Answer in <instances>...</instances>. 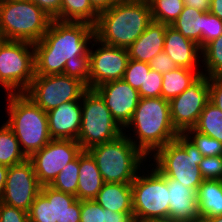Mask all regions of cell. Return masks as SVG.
<instances>
[{
	"label": "cell",
	"mask_w": 222,
	"mask_h": 222,
	"mask_svg": "<svg viewBox=\"0 0 222 222\" xmlns=\"http://www.w3.org/2000/svg\"><path fill=\"white\" fill-rule=\"evenodd\" d=\"M94 38L90 23L52 20L42 39L33 44L35 76L69 72L85 75Z\"/></svg>",
	"instance_id": "cell-1"
},
{
	"label": "cell",
	"mask_w": 222,
	"mask_h": 222,
	"mask_svg": "<svg viewBox=\"0 0 222 222\" xmlns=\"http://www.w3.org/2000/svg\"><path fill=\"white\" fill-rule=\"evenodd\" d=\"M126 129L133 131L132 135L126 134L129 132ZM124 134L147 158L175 140L179 133L171 121L169 101L162 97L140 98L131 121L124 128Z\"/></svg>",
	"instance_id": "cell-2"
},
{
	"label": "cell",
	"mask_w": 222,
	"mask_h": 222,
	"mask_svg": "<svg viewBox=\"0 0 222 222\" xmlns=\"http://www.w3.org/2000/svg\"><path fill=\"white\" fill-rule=\"evenodd\" d=\"M151 22L147 0H119L99 12L95 38L106 45L128 49Z\"/></svg>",
	"instance_id": "cell-3"
},
{
	"label": "cell",
	"mask_w": 222,
	"mask_h": 222,
	"mask_svg": "<svg viewBox=\"0 0 222 222\" xmlns=\"http://www.w3.org/2000/svg\"><path fill=\"white\" fill-rule=\"evenodd\" d=\"M6 95L8 120L5 124L13 131L21 150L29 158L52 140L47 114L25 93Z\"/></svg>",
	"instance_id": "cell-4"
},
{
	"label": "cell",
	"mask_w": 222,
	"mask_h": 222,
	"mask_svg": "<svg viewBox=\"0 0 222 222\" xmlns=\"http://www.w3.org/2000/svg\"><path fill=\"white\" fill-rule=\"evenodd\" d=\"M87 151L95 159L104 183H132L141 167H147L145 163L149 162L124 133Z\"/></svg>",
	"instance_id": "cell-5"
},
{
	"label": "cell",
	"mask_w": 222,
	"mask_h": 222,
	"mask_svg": "<svg viewBox=\"0 0 222 222\" xmlns=\"http://www.w3.org/2000/svg\"><path fill=\"white\" fill-rule=\"evenodd\" d=\"M203 157L184 134H178L175 140L158 149L149 158V163L153 160L151 165L166 179L178 180L185 187L197 191L204 180L199 170Z\"/></svg>",
	"instance_id": "cell-6"
},
{
	"label": "cell",
	"mask_w": 222,
	"mask_h": 222,
	"mask_svg": "<svg viewBox=\"0 0 222 222\" xmlns=\"http://www.w3.org/2000/svg\"><path fill=\"white\" fill-rule=\"evenodd\" d=\"M52 20L31 0L0 2V34L3 40L34 44L42 39Z\"/></svg>",
	"instance_id": "cell-7"
},
{
	"label": "cell",
	"mask_w": 222,
	"mask_h": 222,
	"mask_svg": "<svg viewBox=\"0 0 222 222\" xmlns=\"http://www.w3.org/2000/svg\"><path fill=\"white\" fill-rule=\"evenodd\" d=\"M147 165L148 167L141 169L131 183L132 207L136 222L164 220L168 219L169 215L167 179L151 164Z\"/></svg>",
	"instance_id": "cell-8"
},
{
	"label": "cell",
	"mask_w": 222,
	"mask_h": 222,
	"mask_svg": "<svg viewBox=\"0 0 222 222\" xmlns=\"http://www.w3.org/2000/svg\"><path fill=\"white\" fill-rule=\"evenodd\" d=\"M81 106V127L76 141L82 150L115 140L124 133L94 89H87L82 94Z\"/></svg>",
	"instance_id": "cell-9"
},
{
	"label": "cell",
	"mask_w": 222,
	"mask_h": 222,
	"mask_svg": "<svg viewBox=\"0 0 222 222\" xmlns=\"http://www.w3.org/2000/svg\"><path fill=\"white\" fill-rule=\"evenodd\" d=\"M34 76L33 43L2 40L0 42V85L6 93H25Z\"/></svg>",
	"instance_id": "cell-10"
},
{
	"label": "cell",
	"mask_w": 222,
	"mask_h": 222,
	"mask_svg": "<svg viewBox=\"0 0 222 222\" xmlns=\"http://www.w3.org/2000/svg\"><path fill=\"white\" fill-rule=\"evenodd\" d=\"M87 89L84 75L69 72L34 76L25 94L48 112L64 102L82 100V94Z\"/></svg>",
	"instance_id": "cell-11"
},
{
	"label": "cell",
	"mask_w": 222,
	"mask_h": 222,
	"mask_svg": "<svg viewBox=\"0 0 222 222\" xmlns=\"http://www.w3.org/2000/svg\"><path fill=\"white\" fill-rule=\"evenodd\" d=\"M92 42L84 75L87 88L94 89L101 84L123 79L129 61L128 50L106 45L96 38ZM94 46L98 47L93 50Z\"/></svg>",
	"instance_id": "cell-12"
},
{
	"label": "cell",
	"mask_w": 222,
	"mask_h": 222,
	"mask_svg": "<svg viewBox=\"0 0 222 222\" xmlns=\"http://www.w3.org/2000/svg\"><path fill=\"white\" fill-rule=\"evenodd\" d=\"M81 200L49 185L41 187L28 211L29 222H80Z\"/></svg>",
	"instance_id": "cell-13"
},
{
	"label": "cell",
	"mask_w": 222,
	"mask_h": 222,
	"mask_svg": "<svg viewBox=\"0 0 222 222\" xmlns=\"http://www.w3.org/2000/svg\"><path fill=\"white\" fill-rule=\"evenodd\" d=\"M209 101V77L202 74L183 93L169 101L173 127L179 134L196 126Z\"/></svg>",
	"instance_id": "cell-14"
},
{
	"label": "cell",
	"mask_w": 222,
	"mask_h": 222,
	"mask_svg": "<svg viewBox=\"0 0 222 222\" xmlns=\"http://www.w3.org/2000/svg\"><path fill=\"white\" fill-rule=\"evenodd\" d=\"M82 148L76 140L52 139L28 159L32 162L39 183L50 185L62 168L73 161Z\"/></svg>",
	"instance_id": "cell-15"
},
{
	"label": "cell",
	"mask_w": 222,
	"mask_h": 222,
	"mask_svg": "<svg viewBox=\"0 0 222 222\" xmlns=\"http://www.w3.org/2000/svg\"><path fill=\"white\" fill-rule=\"evenodd\" d=\"M41 187L33 164L27 159L8 168L1 202L28 212Z\"/></svg>",
	"instance_id": "cell-16"
},
{
	"label": "cell",
	"mask_w": 222,
	"mask_h": 222,
	"mask_svg": "<svg viewBox=\"0 0 222 222\" xmlns=\"http://www.w3.org/2000/svg\"><path fill=\"white\" fill-rule=\"evenodd\" d=\"M94 90L104 100L116 122L124 129L131 121L139 103V91L123 79L101 84Z\"/></svg>",
	"instance_id": "cell-17"
},
{
	"label": "cell",
	"mask_w": 222,
	"mask_h": 222,
	"mask_svg": "<svg viewBox=\"0 0 222 222\" xmlns=\"http://www.w3.org/2000/svg\"><path fill=\"white\" fill-rule=\"evenodd\" d=\"M52 139L77 140L81 127V100L64 102L46 112Z\"/></svg>",
	"instance_id": "cell-18"
},
{
	"label": "cell",
	"mask_w": 222,
	"mask_h": 222,
	"mask_svg": "<svg viewBox=\"0 0 222 222\" xmlns=\"http://www.w3.org/2000/svg\"><path fill=\"white\" fill-rule=\"evenodd\" d=\"M163 51L178 67L202 71L200 69L202 65L199 63L202 58L200 46L196 42L184 37L171 25H167L166 27Z\"/></svg>",
	"instance_id": "cell-19"
},
{
	"label": "cell",
	"mask_w": 222,
	"mask_h": 222,
	"mask_svg": "<svg viewBox=\"0 0 222 222\" xmlns=\"http://www.w3.org/2000/svg\"><path fill=\"white\" fill-rule=\"evenodd\" d=\"M169 191L168 219L175 222H201L196 190L187 188L180 181L167 179Z\"/></svg>",
	"instance_id": "cell-20"
},
{
	"label": "cell",
	"mask_w": 222,
	"mask_h": 222,
	"mask_svg": "<svg viewBox=\"0 0 222 222\" xmlns=\"http://www.w3.org/2000/svg\"><path fill=\"white\" fill-rule=\"evenodd\" d=\"M167 24L152 21L140 37L128 47L129 59L149 63L164 50Z\"/></svg>",
	"instance_id": "cell-21"
},
{
	"label": "cell",
	"mask_w": 222,
	"mask_h": 222,
	"mask_svg": "<svg viewBox=\"0 0 222 222\" xmlns=\"http://www.w3.org/2000/svg\"><path fill=\"white\" fill-rule=\"evenodd\" d=\"M103 184L104 181L95 159L87 150H82L79 154L77 199H95Z\"/></svg>",
	"instance_id": "cell-22"
},
{
	"label": "cell",
	"mask_w": 222,
	"mask_h": 222,
	"mask_svg": "<svg viewBox=\"0 0 222 222\" xmlns=\"http://www.w3.org/2000/svg\"><path fill=\"white\" fill-rule=\"evenodd\" d=\"M94 200L104 209L133 212L131 183H104Z\"/></svg>",
	"instance_id": "cell-23"
},
{
	"label": "cell",
	"mask_w": 222,
	"mask_h": 222,
	"mask_svg": "<svg viewBox=\"0 0 222 222\" xmlns=\"http://www.w3.org/2000/svg\"><path fill=\"white\" fill-rule=\"evenodd\" d=\"M196 195L200 219L222 215V180H203Z\"/></svg>",
	"instance_id": "cell-24"
},
{
	"label": "cell",
	"mask_w": 222,
	"mask_h": 222,
	"mask_svg": "<svg viewBox=\"0 0 222 222\" xmlns=\"http://www.w3.org/2000/svg\"><path fill=\"white\" fill-rule=\"evenodd\" d=\"M201 75L202 71L184 67H178L175 70L162 74L161 97L170 101L183 93Z\"/></svg>",
	"instance_id": "cell-25"
},
{
	"label": "cell",
	"mask_w": 222,
	"mask_h": 222,
	"mask_svg": "<svg viewBox=\"0 0 222 222\" xmlns=\"http://www.w3.org/2000/svg\"><path fill=\"white\" fill-rule=\"evenodd\" d=\"M13 131L3 123L0 126V164L11 167L27 160Z\"/></svg>",
	"instance_id": "cell-26"
},
{
	"label": "cell",
	"mask_w": 222,
	"mask_h": 222,
	"mask_svg": "<svg viewBox=\"0 0 222 222\" xmlns=\"http://www.w3.org/2000/svg\"><path fill=\"white\" fill-rule=\"evenodd\" d=\"M99 12L90 0H62L61 21L97 23Z\"/></svg>",
	"instance_id": "cell-27"
},
{
	"label": "cell",
	"mask_w": 222,
	"mask_h": 222,
	"mask_svg": "<svg viewBox=\"0 0 222 222\" xmlns=\"http://www.w3.org/2000/svg\"><path fill=\"white\" fill-rule=\"evenodd\" d=\"M203 12L184 6L179 17L171 24L184 37L196 42L201 48V14Z\"/></svg>",
	"instance_id": "cell-28"
},
{
	"label": "cell",
	"mask_w": 222,
	"mask_h": 222,
	"mask_svg": "<svg viewBox=\"0 0 222 222\" xmlns=\"http://www.w3.org/2000/svg\"><path fill=\"white\" fill-rule=\"evenodd\" d=\"M194 129L222 143V111L208 101Z\"/></svg>",
	"instance_id": "cell-29"
},
{
	"label": "cell",
	"mask_w": 222,
	"mask_h": 222,
	"mask_svg": "<svg viewBox=\"0 0 222 222\" xmlns=\"http://www.w3.org/2000/svg\"><path fill=\"white\" fill-rule=\"evenodd\" d=\"M201 50V63H204L201 66L202 74L209 78L222 77V35L207 43Z\"/></svg>",
	"instance_id": "cell-30"
},
{
	"label": "cell",
	"mask_w": 222,
	"mask_h": 222,
	"mask_svg": "<svg viewBox=\"0 0 222 222\" xmlns=\"http://www.w3.org/2000/svg\"><path fill=\"white\" fill-rule=\"evenodd\" d=\"M152 21L171 25L181 14L183 0H147Z\"/></svg>",
	"instance_id": "cell-31"
},
{
	"label": "cell",
	"mask_w": 222,
	"mask_h": 222,
	"mask_svg": "<svg viewBox=\"0 0 222 222\" xmlns=\"http://www.w3.org/2000/svg\"><path fill=\"white\" fill-rule=\"evenodd\" d=\"M78 176L79 155L62 168V171L56 176L49 186L58 191L75 195L77 198Z\"/></svg>",
	"instance_id": "cell-32"
},
{
	"label": "cell",
	"mask_w": 222,
	"mask_h": 222,
	"mask_svg": "<svg viewBox=\"0 0 222 222\" xmlns=\"http://www.w3.org/2000/svg\"><path fill=\"white\" fill-rule=\"evenodd\" d=\"M200 151L204 157L222 155V143L196 131L194 128L188 129L183 133Z\"/></svg>",
	"instance_id": "cell-33"
},
{
	"label": "cell",
	"mask_w": 222,
	"mask_h": 222,
	"mask_svg": "<svg viewBox=\"0 0 222 222\" xmlns=\"http://www.w3.org/2000/svg\"><path fill=\"white\" fill-rule=\"evenodd\" d=\"M150 69L149 63L129 59L123 80L136 90L144 88V79Z\"/></svg>",
	"instance_id": "cell-34"
},
{
	"label": "cell",
	"mask_w": 222,
	"mask_h": 222,
	"mask_svg": "<svg viewBox=\"0 0 222 222\" xmlns=\"http://www.w3.org/2000/svg\"><path fill=\"white\" fill-rule=\"evenodd\" d=\"M222 35V20L210 12L201 14V49Z\"/></svg>",
	"instance_id": "cell-35"
},
{
	"label": "cell",
	"mask_w": 222,
	"mask_h": 222,
	"mask_svg": "<svg viewBox=\"0 0 222 222\" xmlns=\"http://www.w3.org/2000/svg\"><path fill=\"white\" fill-rule=\"evenodd\" d=\"M199 170L204 180H222V155L203 157Z\"/></svg>",
	"instance_id": "cell-36"
},
{
	"label": "cell",
	"mask_w": 222,
	"mask_h": 222,
	"mask_svg": "<svg viewBox=\"0 0 222 222\" xmlns=\"http://www.w3.org/2000/svg\"><path fill=\"white\" fill-rule=\"evenodd\" d=\"M80 222H106V209L94 199L81 200Z\"/></svg>",
	"instance_id": "cell-37"
},
{
	"label": "cell",
	"mask_w": 222,
	"mask_h": 222,
	"mask_svg": "<svg viewBox=\"0 0 222 222\" xmlns=\"http://www.w3.org/2000/svg\"><path fill=\"white\" fill-rule=\"evenodd\" d=\"M162 80V74L150 69L144 79V88L138 90L140 98L161 97Z\"/></svg>",
	"instance_id": "cell-38"
},
{
	"label": "cell",
	"mask_w": 222,
	"mask_h": 222,
	"mask_svg": "<svg viewBox=\"0 0 222 222\" xmlns=\"http://www.w3.org/2000/svg\"><path fill=\"white\" fill-rule=\"evenodd\" d=\"M0 222H29L28 212L0 202Z\"/></svg>",
	"instance_id": "cell-39"
},
{
	"label": "cell",
	"mask_w": 222,
	"mask_h": 222,
	"mask_svg": "<svg viewBox=\"0 0 222 222\" xmlns=\"http://www.w3.org/2000/svg\"><path fill=\"white\" fill-rule=\"evenodd\" d=\"M149 66L152 70L164 74L178 68L175 62L164 52L157 54L150 62Z\"/></svg>",
	"instance_id": "cell-40"
},
{
	"label": "cell",
	"mask_w": 222,
	"mask_h": 222,
	"mask_svg": "<svg viewBox=\"0 0 222 222\" xmlns=\"http://www.w3.org/2000/svg\"><path fill=\"white\" fill-rule=\"evenodd\" d=\"M53 20L61 21L62 0H31Z\"/></svg>",
	"instance_id": "cell-41"
},
{
	"label": "cell",
	"mask_w": 222,
	"mask_h": 222,
	"mask_svg": "<svg viewBox=\"0 0 222 222\" xmlns=\"http://www.w3.org/2000/svg\"><path fill=\"white\" fill-rule=\"evenodd\" d=\"M209 101L222 111V77L209 78Z\"/></svg>",
	"instance_id": "cell-42"
},
{
	"label": "cell",
	"mask_w": 222,
	"mask_h": 222,
	"mask_svg": "<svg viewBox=\"0 0 222 222\" xmlns=\"http://www.w3.org/2000/svg\"><path fill=\"white\" fill-rule=\"evenodd\" d=\"M106 222H136L133 212H114L106 209Z\"/></svg>",
	"instance_id": "cell-43"
},
{
	"label": "cell",
	"mask_w": 222,
	"mask_h": 222,
	"mask_svg": "<svg viewBox=\"0 0 222 222\" xmlns=\"http://www.w3.org/2000/svg\"><path fill=\"white\" fill-rule=\"evenodd\" d=\"M184 6L195 8L203 13L209 12L211 0H183Z\"/></svg>",
	"instance_id": "cell-44"
},
{
	"label": "cell",
	"mask_w": 222,
	"mask_h": 222,
	"mask_svg": "<svg viewBox=\"0 0 222 222\" xmlns=\"http://www.w3.org/2000/svg\"><path fill=\"white\" fill-rule=\"evenodd\" d=\"M118 1L119 0H90L91 4L98 12L109 9Z\"/></svg>",
	"instance_id": "cell-45"
},
{
	"label": "cell",
	"mask_w": 222,
	"mask_h": 222,
	"mask_svg": "<svg viewBox=\"0 0 222 222\" xmlns=\"http://www.w3.org/2000/svg\"><path fill=\"white\" fill-rule=\"evenodd\" d=\"M8 168V166L0 164V202L2 201V197L4 194Z\"/></svg>",
	"instance_id": "cell-46"
},
{
	"label": "cell",
	"mask_w": 222,
	"mask_h": 222,
	"mask_svg": "<svg viewBox=\"0 0 222 222\" xmlns=\"http://www.w3.org/2000/svg\"><path fill=\"white\" fill-rule=\"evenodd\" d=\"M209 12L222 20V0H211Z\"/></svg>",
	"instance_id": "cell-47"
},
{
	"label": "cell",
	"mask_w": 222,
	"mask_h": 222,
	"mask_svg": "<svg viewBox=\"0 0 222 222\" xmlns=\"http://www.w3.org/2000/svg\"><path fill=\"white\" fill-rule=\"evenodd\" d=\"M201 222H222V215L210 218H202Z\"/></svg>",
	"instance_id": "cell-48"
},
{
	"label": "cell",
	"mask_w": 222,
	"mask_h": 222,
	"mask_svg": "<svg viewBox=\"0 0 222 222\" xmlns=\"http://www.w3.org/2000/svg\"><path fill=\"white\" fill-rule=\"evenodd\" d=\"M141 222H175L170 219H164V220H148V221H141Z\"/></svg>",
	"instance_id": "cell-49"
},
{
	"label": "cell",
	"mask_w": 222,
	"mask_h": 222,
	"mask_svg": "<svg viewBox=\"0 0 222 222\" xmlns=\"http://www.w3.org/2000/svg\"><path fill=\"white\" fill-rule=\"evenodd\" d=\"M7 1H15V0H0V2H7Z\"/></svg>",
	"instance_id": "cell-50"
}]
</instances>
